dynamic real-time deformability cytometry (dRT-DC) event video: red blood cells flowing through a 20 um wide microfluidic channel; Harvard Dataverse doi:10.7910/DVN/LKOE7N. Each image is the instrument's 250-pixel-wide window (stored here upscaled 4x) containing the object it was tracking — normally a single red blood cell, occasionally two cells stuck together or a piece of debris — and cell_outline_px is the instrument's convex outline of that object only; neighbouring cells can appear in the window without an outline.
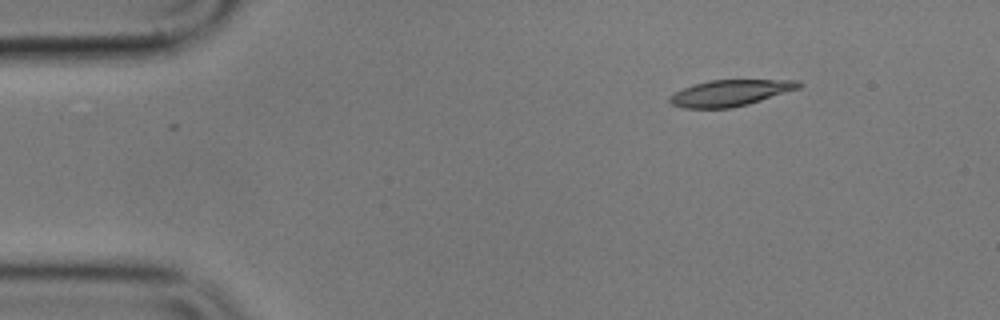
{"species": "common noctule bat (a hibernating species)", "species_latin": "Nyctalus noctula", "temperature_condition": "cold", "stored_images_in_passage": 50, "camera_frame_rate_fps": 3000, "um_per_image_px": 0.085, "animal": {"sex": "male", "body_mass_g": 17.9}, "frame": {"image": 1, "passage_image": 1, "time_ms": 0.0, "image_size_px": [1000, 320], "cell_outline_px": [[804, 84], [800, 88], [748, 104], [732, 108], [684, 108], [672, 104], [668, 100], [668, 96], [684, 88], [708, 80], [800, 80]], "centroid_in_image_um": [62.09, 7.9], "position_along_channel_um": 22.9, "area_um2": 19.65}}
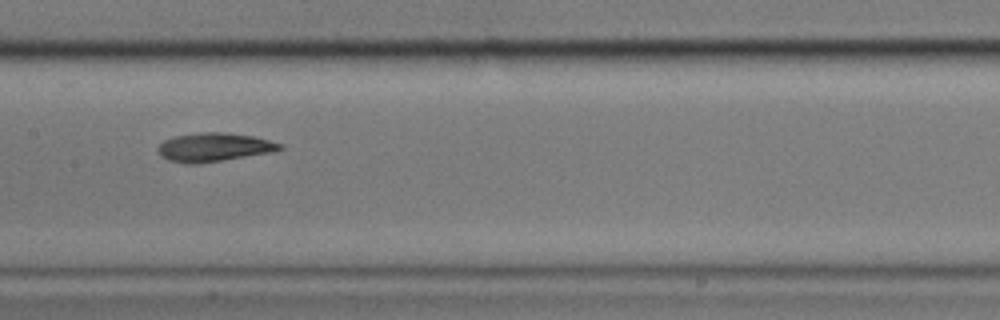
{"frame": {"image": 2, "passage_image": 21, "time_ms": 6.667, "image_size_px": [1000, 320], "cell_outline_px": [[284, 148], [272, 152], [200, 164], [184, 164], [168, 160], [160, 156], [156, 148], [164, 140], [176, 136], [204, 132], [220, 132], [252, 136], [284, 144]], "centroid_in_image_um": [18.17, 12.53], "position_along_channel_um": 189.2, "area_um2": 20.4}}
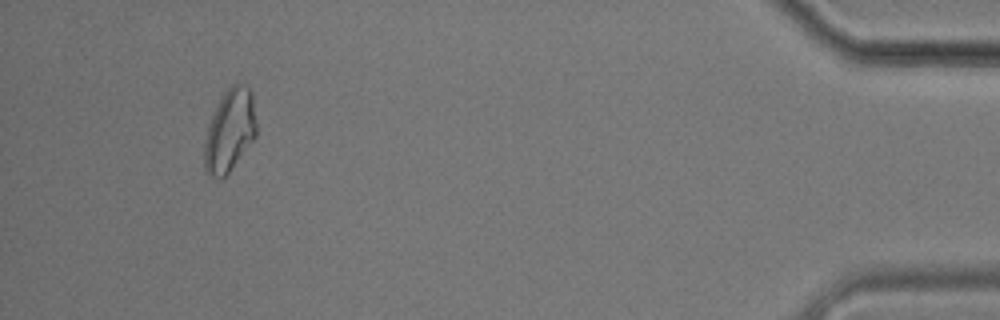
{"frame": {"image": 3, "passage_image": 46, "time_ms": 15.0, "image_size_px": [1000, 320], "cell_outline_px": [[256, 136], [224, 180], [220, 180], [208, 176], [204, 168], [204, 144], [208, 124], [224, 92], [232, 84], [244, 84], [252, 92], [256, 124]], "centroid_in_image_um": [19.51, 11.17], "position_along_channel_um": 415.7, "area_um2": 25.2}}